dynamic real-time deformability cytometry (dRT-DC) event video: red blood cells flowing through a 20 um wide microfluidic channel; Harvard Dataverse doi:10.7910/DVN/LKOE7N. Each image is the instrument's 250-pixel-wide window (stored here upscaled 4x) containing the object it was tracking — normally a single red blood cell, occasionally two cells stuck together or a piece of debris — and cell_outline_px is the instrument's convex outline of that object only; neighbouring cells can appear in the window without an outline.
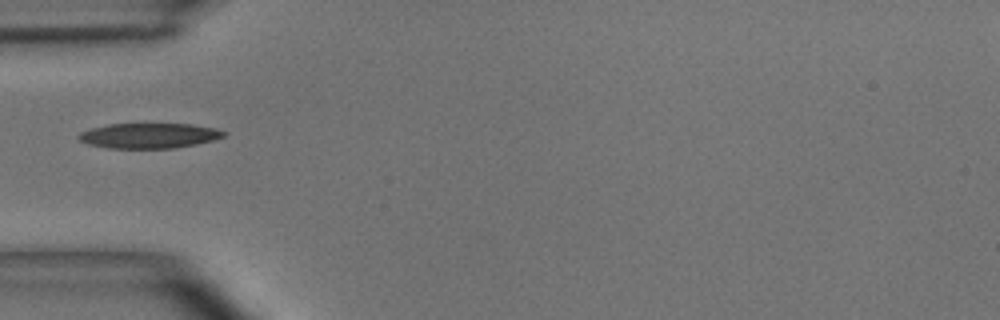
{"species": "common noctule bat (a hibernating species)", "species_latin": "Nyctalus noctula", "temperature_condition": "room temperature", "stored_images_in_passage": 23, "camera_frame_rate_fps": 3000, "um_per_image_px": 0.085, "animal": {"sex": "male", "body_mass_g": 15.6}, "frame": {"image": 1, "passage_image": 1, "time_ms": 0.0, "image_size_px": [1000, 320], "cell_outline_px": [[228, 132], [224, 136], [212, 140], [196, 144], [172, 148], [108, 148], [88, 144], [80, 140], [76, 136], [80, 132], [88, 128], [108, 124], [192, 124], [216, 128]], "centroid_in_image_um": [12.64, 11.52], "position_along_channel_um": 72.4, "area_um2": 21.33}}
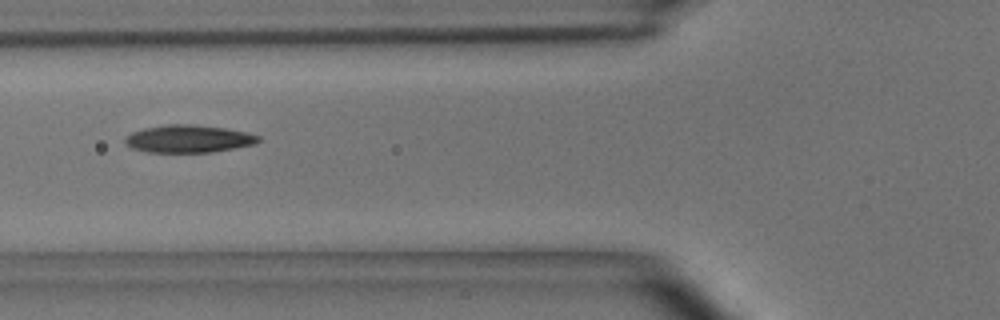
{"frame": {"image": 2, "passage_image": 4, "time_ms": 1.0, "image_size_px": [1000, 320], "cell_outline_px": [[260, 140], [256, 144], [212, 152], [148, 152], [132, 148], [124, 144], [124, 136], [132, 132], [144, 128], [164, 124], [192, 124], [224, 128], [248, 132], [260, 136]], "centroid_in_image_um": [16.0, 11.79], "position_along_channel_um": 109.8, "area_um2": 21.62}}